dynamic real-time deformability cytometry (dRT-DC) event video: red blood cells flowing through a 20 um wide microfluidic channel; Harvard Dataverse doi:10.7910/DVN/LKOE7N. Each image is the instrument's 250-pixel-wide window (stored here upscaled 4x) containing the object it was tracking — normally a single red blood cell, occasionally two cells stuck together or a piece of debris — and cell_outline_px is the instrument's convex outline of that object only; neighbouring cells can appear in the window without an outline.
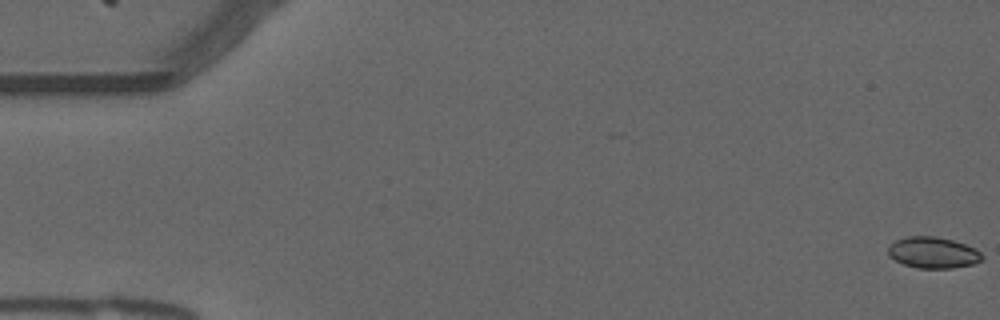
{"species": "common noctule bat (a hibernating species)", "species_latin": "Nyctalus noctula", "temperature_condition": "warm", "stored_images_in_passage": 55, "camera_frame_rate_fps": 3000, "um_per_image_px": 0.085, "animal": {"sex": "male", "forearm_length_mm": 52.5}, "frame": {"image": 1, "passage_image": 1, "time_ms": 0.0, "image_size_px": [1000, 320], "cell_outline_px": [[984, 256], [980, 260], [972, 264], [952, 268], [916, 268], [904, 264], [888, 256], [888, 248], [896, 240], [908, 236], [936, 236], [952, 240], [976, 248]], "centroid_in_image_um": [79.31, 21.47], "position_along_channel_um": 5.7, "area_um2": 16.99}}
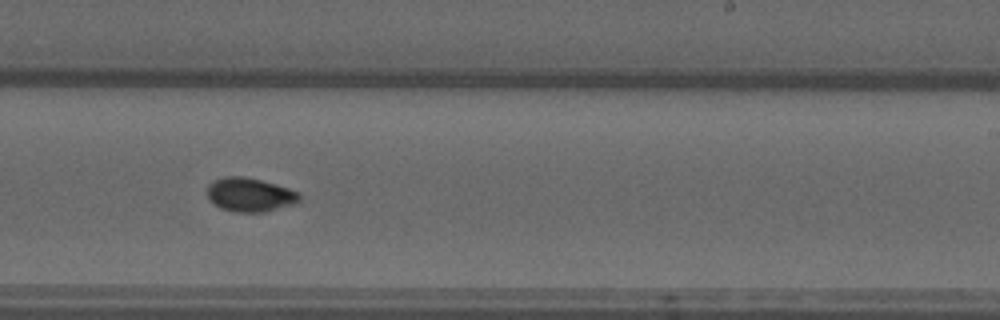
{"frame": {"image": 2, "passage_image": 34, "time_ms": 11.0, "image_size_px": [1000, 320], "cell_outline_px": [[300, 200], [296, 204], [264, 212], [232, 212], [220, 208], [208, 200], [208, 184], [224, 176], [244, 176], [276, 184], [300, 192]], "centroid_in_image_um": [21.25, 16.56], "position_along_channel_um": 267.7, "area_um2": 18.38}}
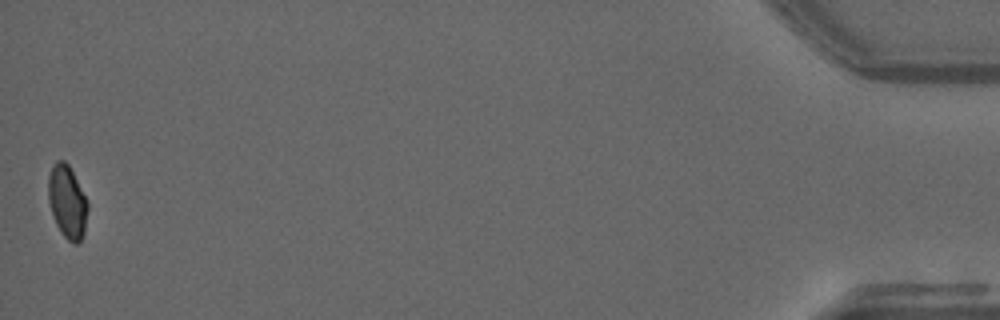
{"frame": {"image": 3, "passage_image": 55, "time_ms": 18.0, "image_size_px": [1000, 320], "cell_outline_px": [[88, 208], [84, 236], [76, 244], [72, 244], [60, 232], [56, 224], [48, 200], [48, 176], [52, 164], [56, 160], [64, 160], [68, 164], [88, 204]], "centroid_in_image_um": [5.7, 17.17], "position_along_channel_um": 429.5, "area_um2": 16.7}}